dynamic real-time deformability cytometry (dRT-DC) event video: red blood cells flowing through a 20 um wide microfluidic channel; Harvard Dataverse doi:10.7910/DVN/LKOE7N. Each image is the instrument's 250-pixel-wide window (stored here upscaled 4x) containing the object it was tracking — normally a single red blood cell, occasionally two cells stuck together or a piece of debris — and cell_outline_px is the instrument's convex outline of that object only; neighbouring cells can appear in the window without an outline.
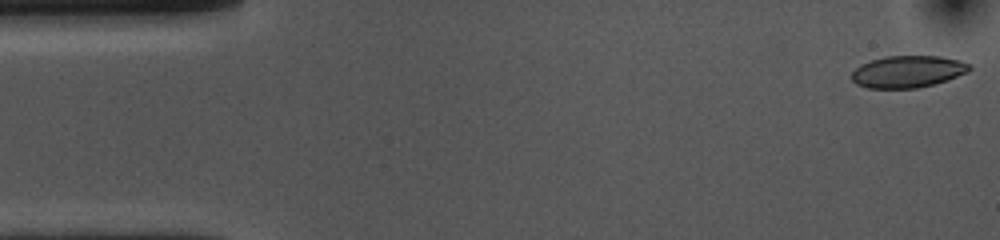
{"species": "common noctule bat (a hibernating species)", "species_latin": "Nyctalus noctula", "temperature_condition": "cold", "stored_images_in_passage": 53, "camera_frame_rate_fps": 3000, "um_per_image_px": 0.085, "animal": {"sex": "female", "body_mass_g": 10.0, "forearm_length_mm": 53.1}, "frame": {"image": 1, "passage_image": 1, "time_ms": 0.0, "image_size_px": [1000, 240], "cell_outline_px": [[972, 68], [968, 72], [948, 80], [916, 88], [868, 88], [856, 84], [852, 80], [852, 72], [860, 64], [884, 56], [940, 56], [960, 60], [972, 64]], "centroid_in_image_um": [77.18, 6.08], "position_along_channel_um": 7.8, "area_um2": 22.02}}
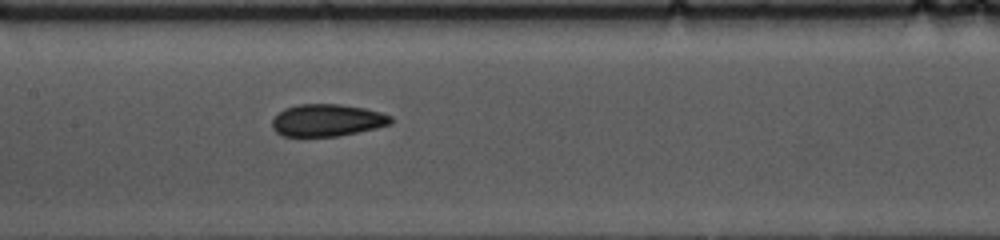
{"frame": {"image": 2, "passage_image": 24, "time_ms": 7.667, "image_size_px": [1000, 240], "cell_outline_px": [[392, 124], [376, 128], [340, 136], [284, 136], [276, 132], [272, 128], [272, 120], [284, 108], [296, 104], [340, 104], [364, 108], [380, 112], [392, 116]], "centroid_in_image_um": [27.82, 10.22], "position_along_channel_um": 179.6, "area_um2": 22.31}}
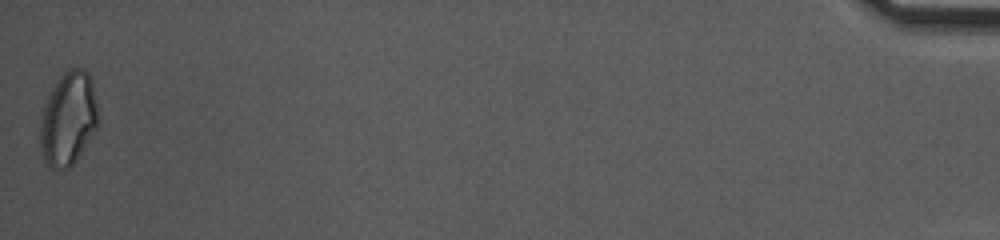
{"frame": {"image": 3, "passage_image": 53, "time_ms": 17.333, "image_size_px": [1000, 240], "cell_outline_px": [[96, 128], [84, 148], [72, 164], [68, 168], [48, 168], [40, 152], [40, 128], [44, 108], [48, 96], [56, 80], [68, 64], [80, 68], [88, 72], [92, 84], [96, 104]], "centroid_in_image_um": [5.77, 10.05], "position_along_channel_um": 429.4, "area_um2": 31.39}, "authors_computed_cell_mechanics": {"area_um2": 22.4264, "velocity_mm_per_s": 3.6429, "shape_relaxation_time_tau1_ms": 8.5423, "shape_relaxation_time_tau2_ms": 2.7355, "deformation_change_tau1": 0.1423, "deformation_change_tau2": 0.0842}}